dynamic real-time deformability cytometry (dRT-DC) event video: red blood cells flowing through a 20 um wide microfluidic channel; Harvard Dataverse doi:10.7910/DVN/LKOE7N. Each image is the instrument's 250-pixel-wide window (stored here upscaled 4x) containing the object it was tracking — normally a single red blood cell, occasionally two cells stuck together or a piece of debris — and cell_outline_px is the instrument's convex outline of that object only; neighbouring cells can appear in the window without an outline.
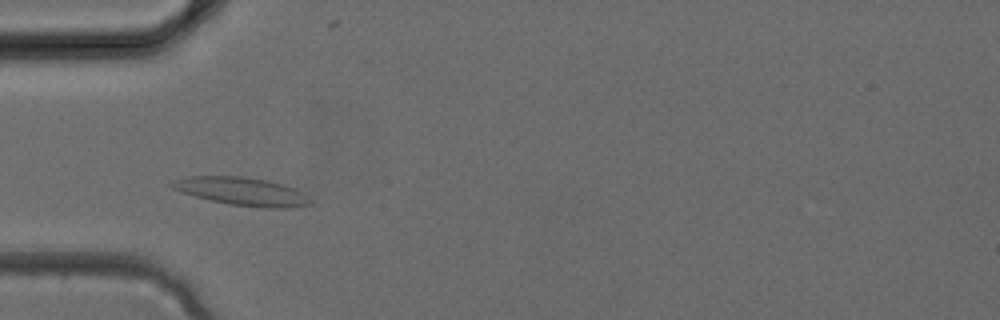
{"species": "common noctule bat (a hibernating species)", "species_latin": "Nyctalus noctula", "temperature_condition": "cold", "stored_images_in_passage": 3, "camera_frame_rate_fps": 3000, "um_per_image_px": 0.085, "animal": {"sex": "female", "body_mass_g": 24.6, "forearm_length_mm": 56.2}, "frame": {"image": 1, "passage_image": 3, "time_ms": 0.667, "image_size_px": [1000, 320], "cell_outline_px": [[312, 204], [288, 208], [264, 208], [228, 204], [196, 196], [172, 188], [168, 184], [176, 180], [188, 176], [240, 176], [268, 180], [284, 184], [296, 188], [304, 192], [312, 200]], "centroid_in_image_um": [20.65, 16.27], "position_along_channel_um": 64.3, "area_um2": 22.72}}